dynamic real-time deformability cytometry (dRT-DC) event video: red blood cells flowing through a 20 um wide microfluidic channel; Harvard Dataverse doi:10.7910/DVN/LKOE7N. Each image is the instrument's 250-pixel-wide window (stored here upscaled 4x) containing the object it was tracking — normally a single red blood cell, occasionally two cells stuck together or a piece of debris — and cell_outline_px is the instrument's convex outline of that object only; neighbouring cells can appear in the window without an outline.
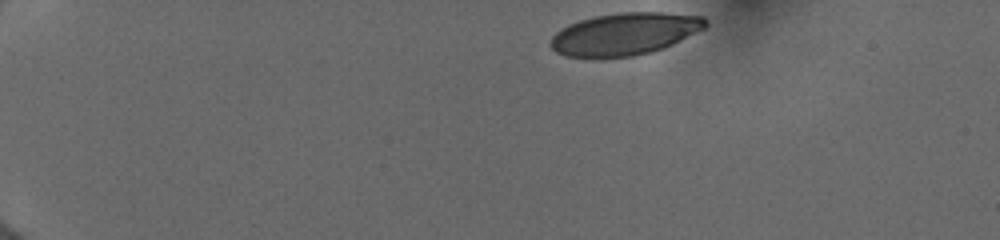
{"species": "human", "species_latin": "Homo sapiens", "temperature_condition": "cold", "stored_images_in_passage": 44, "camera_frame_rate_fps": 3000, "um_per_image_px": 0.085, "donor": {"sex": "female"}, "frame": {"image": 1, "passage_image": 1, "time_ms": 0.0, "image_size_px": [1000, 240], "cell_outline_px": [[708, 24], [704, 28], [664, 48], [652, 52], [632, 56], [600, 60], [564, 56], [556, 52], [548, 44], [552, 36], [560, 28], [568, 24], [580, 20], [596, 16], [620, 12], [664, 12], [704, 16], [708, 20]], "centroid_in_image_um": [53.05, 2.91], "position_along_channel_um": 32.0, "area_um2": 38.96}}
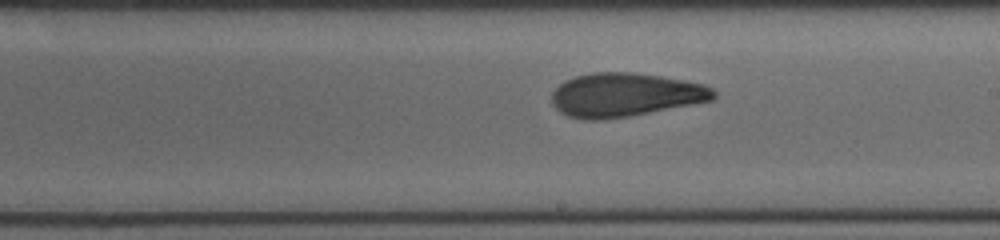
{"frame": {"image": 2, "passage_image": 24, "time_ms": 7.667, "image_size_px": [1000, 240], "cell_outline_px": [[716, 96], [712, 100], [628, 116], [596, 120], [588, 120], [568, 116], [560, 112], [552, 104], [552, 92], [564, 80], [576, 76], [592, 72], [628, 72], [660, 76], [704, 84], [712, 88], [716, 92]], "centroid_in_image_um": [53.1, 8.05], "position_along_channel_um": 235.9, "area_um2": 40.86}}
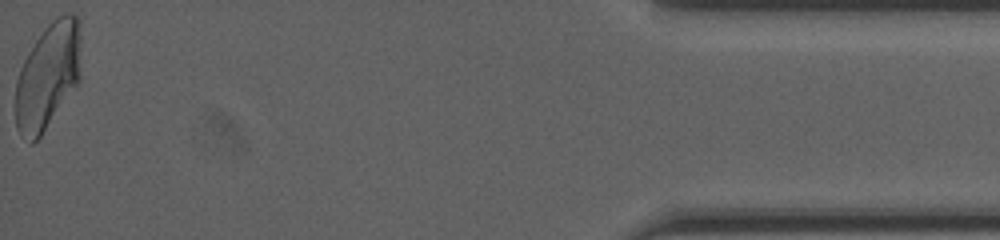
{"frame": {"image": 3, "passage_image": 44, "time_ms": 14.333, "image_size_px": [1000, 240], "cell_outline_px": [[80, 80], [40, 136], [32, 144], [20, 136], [16, 128], [16, 80], [20, 68], [28, 52], [44, 28], [56, 16], [64, 12], [76, 12], [80, 20]], "centroid_in_image_um": [4.08, 6.41], "position_along_channel_um": 431.1, "area_um2": 40.81}, "authors_computed_cell_mechanics": {"area_um2": 40.4022, "velocity_mm_per_s": 3.9901, "shape_relaxation_time_tau1_ms": 4.4314, "shape_relaxation_time_tau2_ms": 1.3585, "deformation_change_tau1": 0.1648, "deformation_change_tau2": 0.0754}}